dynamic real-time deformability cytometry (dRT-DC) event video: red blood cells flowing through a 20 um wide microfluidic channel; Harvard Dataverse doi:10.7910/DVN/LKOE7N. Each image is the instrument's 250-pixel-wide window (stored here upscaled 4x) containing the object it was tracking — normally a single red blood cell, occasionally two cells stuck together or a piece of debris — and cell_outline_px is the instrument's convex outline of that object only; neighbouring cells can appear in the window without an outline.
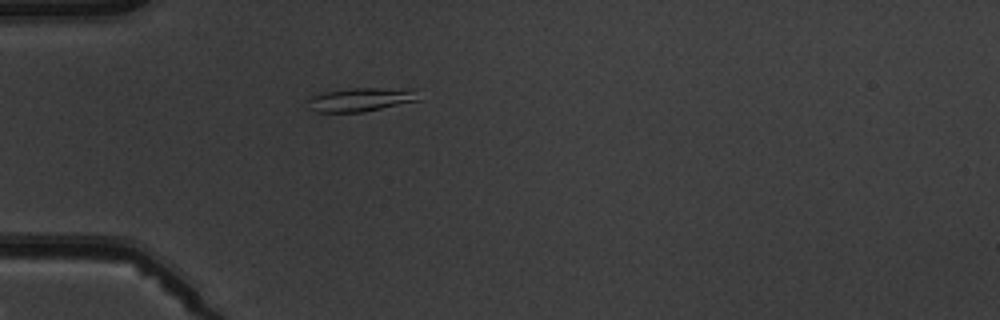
{"species": "common noctule bat (a hibernating species)", "species_latin": "Nyctalus noctula", "temperature_condition": "warm", "stored_images_in_passage": 5, "camera_frame_rate_fps": 3000, "um_per_image_px": 0.085, "animal": {"sex": "male", "body_mass_g": 19.5, "forearm_length_mm": 54.6}, "frame": {"image": 1, "passage_image": 5, "time_ms": 4.667, "image_size_px": [1000, 320], "cell_outline_px": [[420, 100], [364, 112], [316, 112], [308, 108], [308, 100], [312, 96], [324, 92], [352, 88], [420, 88]], "centroid_in_image_um": [30.77, 8.45], "position_along_channel_um": 54.2, "area_um2": 15.66}}